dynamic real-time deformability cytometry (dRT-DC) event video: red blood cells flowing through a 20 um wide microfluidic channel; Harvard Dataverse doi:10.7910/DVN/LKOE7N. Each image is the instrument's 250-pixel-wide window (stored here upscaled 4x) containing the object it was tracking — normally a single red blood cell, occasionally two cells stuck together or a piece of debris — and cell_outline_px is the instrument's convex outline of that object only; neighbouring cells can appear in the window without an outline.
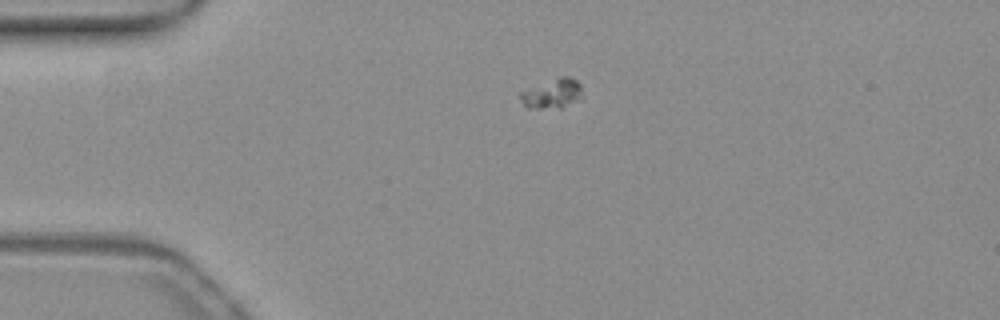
{"species": "common noctule bat (a hibernating species)", "species_latin": "Nyctalus noctula", "temperature_condition": "warm", "stored_images_in_passage": 42, "camera_frame_rate_fps": 3000, "um_per_image_px": 0.085, "animal": {"sex": "female", "body_mass_g": 19.3, "forearm_length_mm": 54.1}, "frame": {"image": 1, "passage_image": 1, "time_ms": 0.0, "image_size_px": [1000, 320], "cell_outline_px": [[580, 96], [560, 108], [528, 108], [524, 104], [520, 96], [520, 92], [560, 76], [568, 76], [576, 80], [580, 84]], "centroid_in_image_um": [46.91, 7.94], "position_along_channel_um": 38.1, "area_um2": 10.12}}
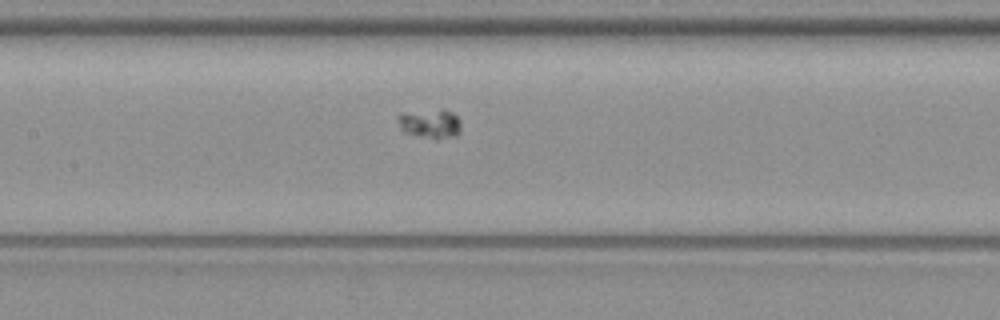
{"frame": {"image": 2, "passage_image": 14, "time_ms": 4.333, "image_size_px": [1000, 320], "cell_outline_px": [[460, 132], [456, 136], [436, 140], [404, 132], [400, 128], [396, 116], [400, 112], [444, 108], [452, 112], [460, 120]], "centroid_in_image_um": [36.55, 10.49], "position_along_channel_um": 170.9, "area_um2": 11.21}}
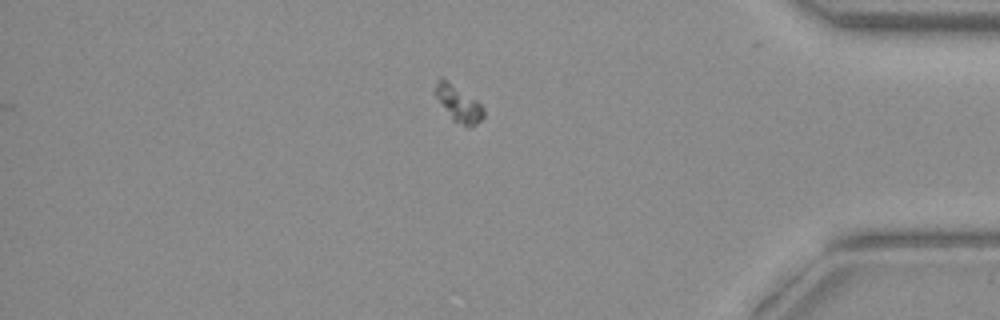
{"frame": {"image": 3, "passage_image": 34, "time_ms": 11.0, "image_size_px": [1000, 320], "cell_outline_px": [[484, 116], [472, 128], [468, 128], [452, 120], [432, 92], [440, 76], [448, 80], [476, 100], [484, 108]], "centroid_in_image_um": [38.95, 8.81], "position_along_channel_um": 396.3, "area_um2": 10.35}}